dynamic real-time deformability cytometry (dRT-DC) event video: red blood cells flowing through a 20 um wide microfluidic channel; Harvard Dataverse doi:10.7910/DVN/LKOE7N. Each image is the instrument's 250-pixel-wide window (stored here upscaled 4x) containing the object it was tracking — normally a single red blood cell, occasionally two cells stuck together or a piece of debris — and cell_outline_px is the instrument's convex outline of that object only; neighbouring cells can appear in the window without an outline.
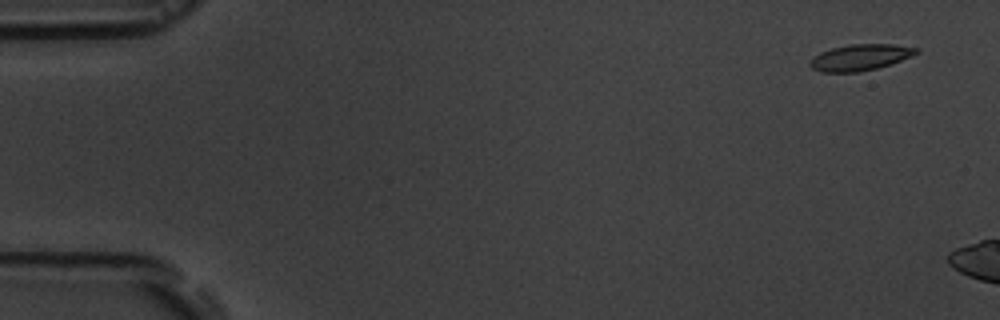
{"species": "common noctule bat (a hibernating species)", "species_latin": "Nyctalus noctula", "temperature_condition": "room temperature", "stored_images_in_passage": 3, "camera_frame_rate_fps": 3000, "um_per_image_px": 0.085, "animal": {"sex": "male", "body_mass_g": 19.5, "forearm_length_mm": 54.6}, "frame": {"image": 1, "passage_image": 1, "time_ms": 0.0, "image_size_px": [1000, 320], "cell_outline_px": [[920, 52], [912, 56], [892, 64], [876, 68], [856, 72], [820, 72], [812, 68], [808, 64], [812, 56], [820, 52], [832, 48], [848, 44], [892, 44], [920, 48]], "centroid_in_image_um": [73.12, 4.87], "position_along_channel_um": 11.9, "area_um2": 16.42}}